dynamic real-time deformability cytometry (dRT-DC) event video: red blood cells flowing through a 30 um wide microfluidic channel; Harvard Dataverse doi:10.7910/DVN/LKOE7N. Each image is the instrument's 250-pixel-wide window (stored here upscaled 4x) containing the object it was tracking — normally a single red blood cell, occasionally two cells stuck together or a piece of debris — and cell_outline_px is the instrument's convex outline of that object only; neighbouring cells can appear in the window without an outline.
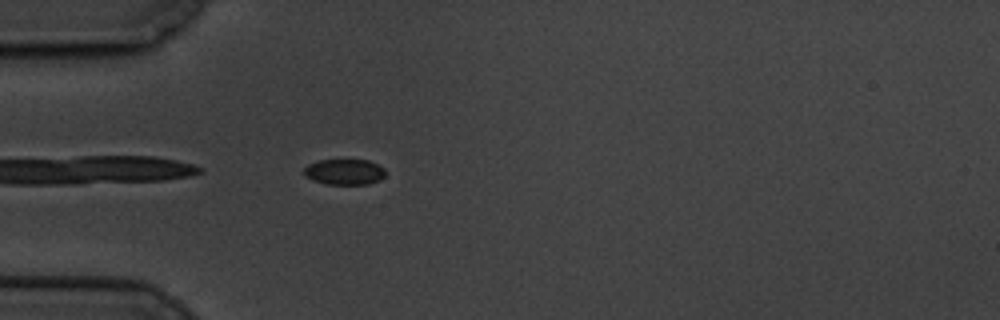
{"species": "common noctule bat (a hibernating species)", "species_latin": "Nyctalus noctula", "temperature_condition": "cold", "stored_images_in_passage": 44, "camera_frame_rate_fps": 3000, "um_per_image_px": 0.085, "animal": {"sex": "male", "body_mass_g": 19.5, "forearm_length_mm": 54.6}, "frame": {"image": 1, "passage_image": 2, "time_ms": 0.333, "image_size_px": [1000, 320], "cell_outline_px": [[384, 176], [380, 180], [368, 184], [324, 184], [312, 180], [304, 176], [304, 168], [308, 164], [320, 160], [368, 160], [384, 168]], "centroid_in_image_um": [29.25, 14.62], "position_along_channel_um": 55.7, "area_um2": 12.2}}
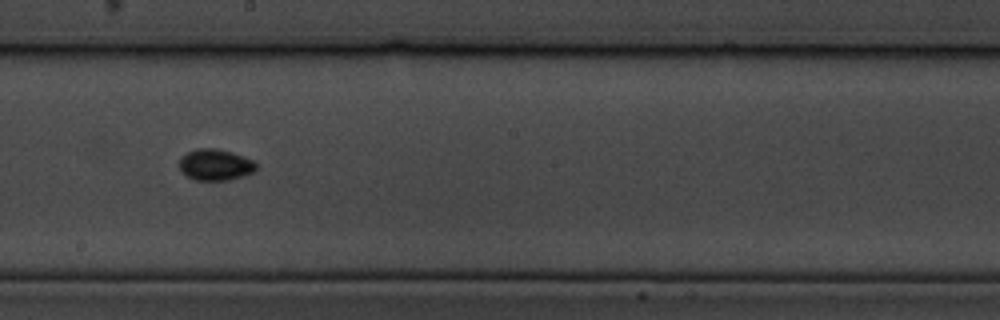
{"frame": {"image": 2, "passage_image": 18, "time_ms": 5.667, "image_size_px": [1000, 320], "cell_outline_px": [[256, 168], [252, 172], [228, 180], [196, 180], [188, 176], [180, 168], [180, 160], [188, 152], [196, 148], [216, 148], [232, 152], [244, 156], [252, 160], [256, 164]], "centroid_in_image_um": [18.31, 13.99], "position_along_channel_um": 229.9, "area_um2": 13.7}}
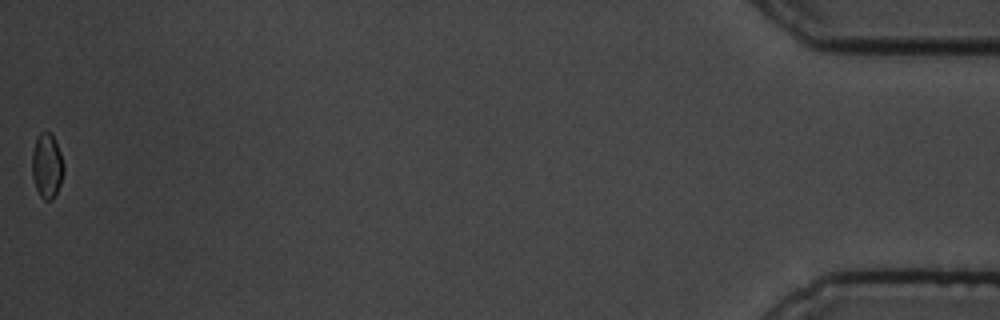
{"frame": {"image": 3, "passage_image": 44, "time_ms": 14.333, "image_size_px": [1000, 320], "cell_outline_px": [[64, 172], [60, 184], [52, 200], [44, 200], [40, 196], [36, 188], [32, 176], [32, 152], [36, 136], [40, 132], [48, 132], [52, 136], [60, 152], [64, 164]], "centroid_in_image_um": [3.98, 14.1], "position_along_channel_um": 431.2, "area_um2": 11.91}, "authors_computed_cell_mechanics": {"area_um2": 12.6582, "velocity_mm_per_s": 3.3962, "shape_relaxation_time_tau1_ms": 3.6455, "shape_relaxation_time_tau2_ms": null, "deformation_change_tau1": 0.0955, "deformation_change_tau2": null}}